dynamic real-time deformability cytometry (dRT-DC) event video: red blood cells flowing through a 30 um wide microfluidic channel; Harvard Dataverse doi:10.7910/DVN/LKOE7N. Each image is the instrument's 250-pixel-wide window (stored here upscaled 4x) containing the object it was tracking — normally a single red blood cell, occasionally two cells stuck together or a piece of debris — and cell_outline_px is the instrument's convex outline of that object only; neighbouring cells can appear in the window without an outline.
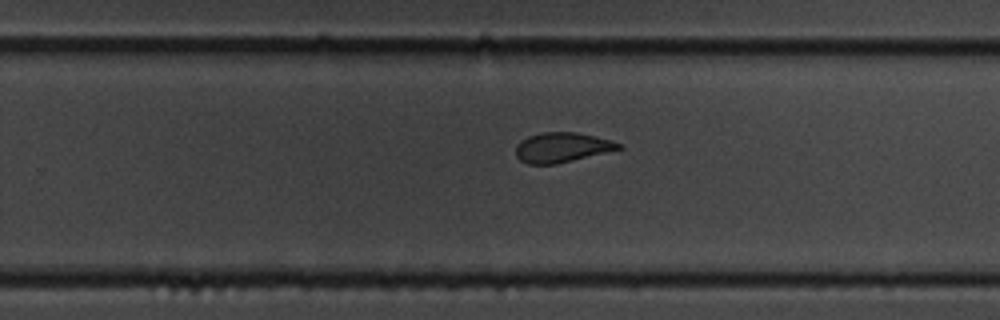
{"species": "common noctule bat (a hibernating species)", "species_latin": "Nyctalus noctula", "temperature_condition": "cold", "stored_images_in_passage": 11, "camera_frame_rate_fps": 3000, "um_per_image_px": 0.085, "animal": {"sex": "male", "body_mass_g": 19.5, "forearm_length_mm": 54.6}, "frame": {"image": 1, "passage_image": 11, "time_ms": 12.333, "image_size_px": [1000, 320], "cell_outline_px": [[624, 148], [556, 164], [528, 164], [520, 160], [516, 156], [516, 144], [520, 140], [528, 136], [540, 132], [576, 132], [612, 140], [620, 144]], "centroid_in_image_um": [47.74, 12.52], "position_along_channel_um": 282.1, "area_um2": 17.92}}